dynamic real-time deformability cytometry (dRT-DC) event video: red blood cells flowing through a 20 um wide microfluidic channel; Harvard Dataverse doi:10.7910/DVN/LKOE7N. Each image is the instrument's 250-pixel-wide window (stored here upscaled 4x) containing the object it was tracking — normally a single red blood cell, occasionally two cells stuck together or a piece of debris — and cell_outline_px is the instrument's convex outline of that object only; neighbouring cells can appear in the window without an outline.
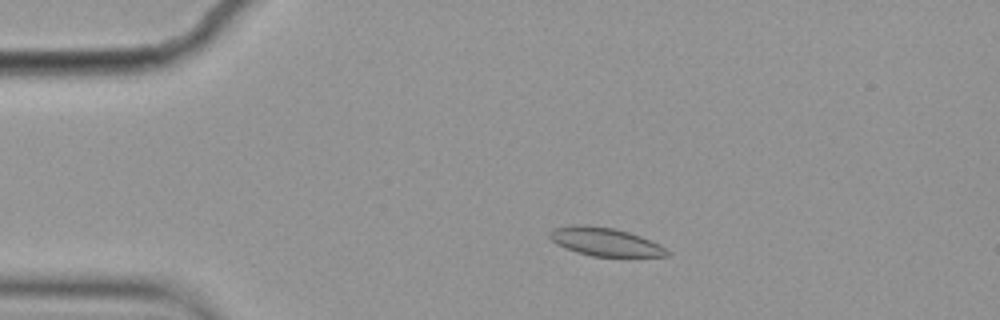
{"species": "common noctule bat (a hibernating species)", "species_latin": "Nyctalus noctula", "temperature_condition": "cold", "stored_images_in_passage": 5, "camera_frame_rate_fps": 3000, "um_per_image_px": 0.085, "animal": {"sex": "female", "body_mass_g": 19.9}, "frame": {"image": 1, "passage_image": 3, "time_ms": 0.667, "image_size_px": [1000, 320], "cell_outline_px": [[668, 256], [624, 260], [592, 256], [576, 252], [564, 248], [556, 244], [548, 236], [548, 232], [552, 228], [584, 224], [612, 228], [628, 232], [640, 236], [660, 244], [668, 252]], "centroid_in_image_um": [51.48, 20.62], "position_along_channel_um": 33.5, "area_um2": 20.29}}
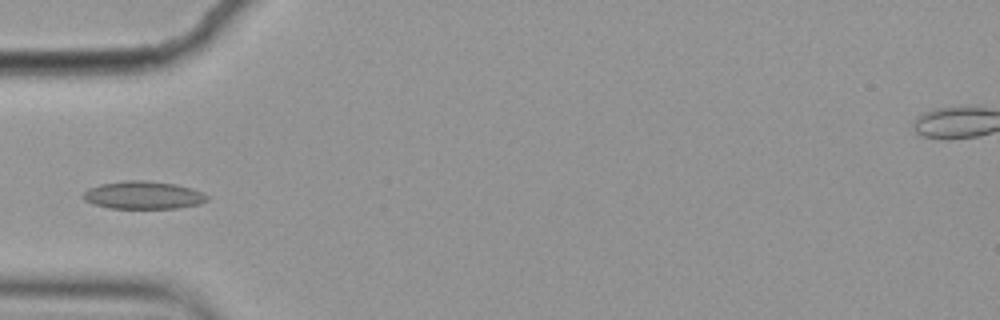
{"frame": {"image": 2, "passage_image": 5, "time_ms": 1.333, "image_size_px": [1000, 320], "cell_outline_px": [[208, 200], [200, 204], [176, 208], [108, 208], [92, 204], [84, 200], [80, 196], [88, 188], [100, 184], [124, 180], [144, 180], [176, 184], [192, 188], [208, 196]], "centroid_in_image_um": [12.13, 16.58], "position_along_channel_um": 72.9, "area_um2": 20.23}}